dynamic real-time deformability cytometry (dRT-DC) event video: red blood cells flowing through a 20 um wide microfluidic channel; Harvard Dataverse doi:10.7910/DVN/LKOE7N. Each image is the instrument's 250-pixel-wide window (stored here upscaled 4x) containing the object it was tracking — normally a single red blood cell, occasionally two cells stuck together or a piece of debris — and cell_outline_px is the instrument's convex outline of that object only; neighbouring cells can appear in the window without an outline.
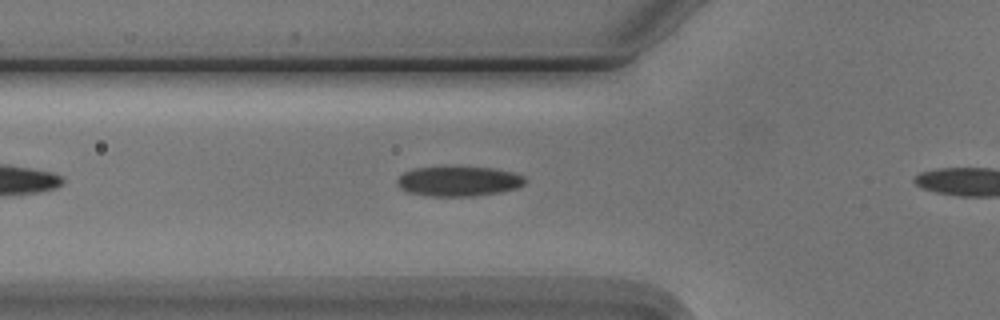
{"species": "Egyptian fruit bat (a non-hibernating species)", "species_latin": "Rousettus aegyptiacus", "temperature_condition": "cold", "stored_images_in_passage": 8, "camera_frame_rate_fps": 3000, "um_per_image_px": 0.085, "animal": {"sex": "male"}, "frame": {"image": 1, "passage_image": 7, "time_ms": 2.0, "image_size_px": [1000, 320], "cell_outline_px": [[524, 184], [516, 188], [500, 192], [472, 196], [428, 196], [404, 192], [396, 184], [396, 180], [404, 172], [412, 168], [444, 164], [492, 168], [512, 172], [524, 176]], "centroid_in_image_um": [38.89, 15.36], "position_along_channel_um": 86.9, "area_um2": 23.18}}